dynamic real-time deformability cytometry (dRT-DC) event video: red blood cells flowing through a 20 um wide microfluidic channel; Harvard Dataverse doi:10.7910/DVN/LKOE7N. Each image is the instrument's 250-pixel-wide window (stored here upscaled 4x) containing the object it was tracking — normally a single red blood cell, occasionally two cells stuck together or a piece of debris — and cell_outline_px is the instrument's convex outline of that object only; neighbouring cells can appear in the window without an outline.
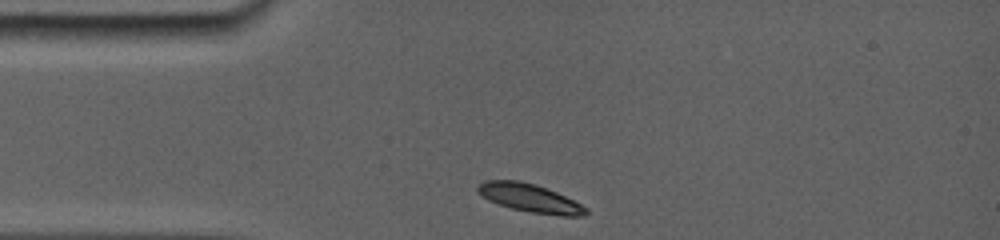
{"species": "common noctule bat (a hibernating species)", "species_latin": "Nyctalus noctula", "temperature_condition": "room temperature", "stored_images_in_passage": 27, "camera_frame_rate_fps": 5000, "um_per_image_px": 0.085, "animal": {"sex": "female", "body_mass_g": 19.0, "forearm_length_mm": 56.7}, "frame": {"image": 1, "passage_image": 1, "time_ms": 0.0, "image_size_px": [1000, 240], "cell_outline_px": [[588, 212], [584, 216], [560, 216], [532, 212], [512, 208], [488, 200], [476, 192], [476, 188], [484, 180], [520, 180], [536, 184], [548, 188], [588, 208]], "centroid_in_image_um": [45.03, 16.82], "position_along_channel_um": 40.0, "area_um2": 17.8}}
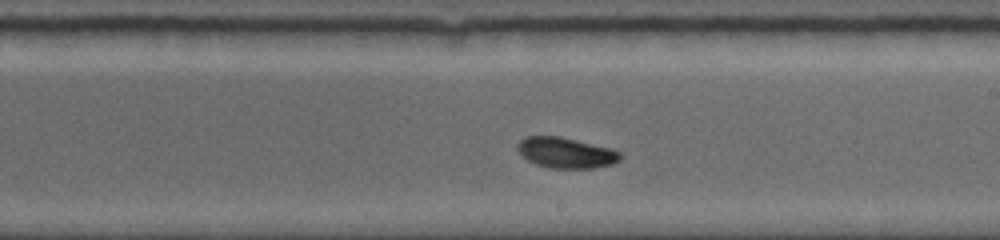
{"frame": {"image": 2, "passage_image": 16, "time_ms": 5.8, "image_size_px": [1000, 240], "cell_outline_px": [[624, 156], [620, 160], [612, 164], [592, 168], [548, 168], [536, 164], [520, 156], [516, 148], [516, 144], [524, 136], [560, 136], [608, 148], [620, 152]], "centroid_in_image_um": [48.05, 12.98], "position_along_channel_um": 240.9, "area_um2": 18.44}}
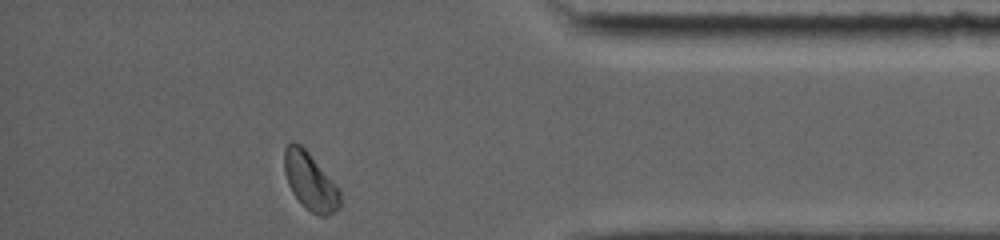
{"frame": {"image": 3, "passage_image": 27, "time_ms": 10.6, "image_size_px": [1000, 240], "cell_outline_px": [[340, 208], [328, 216], [320, 216], [312, 212], [292, 192], [288, 184], [284, 172], [284, 148], [292, 140], [300, 144], [308, 152], [340, 188]], "centroid_in_image_um": [26.38, 15.4], "position_along_channel_um": 408.8, "area_um2": 18.61}, "authors_computed_cell_mechanics": {"area_um2": 17.8602, "velocity_mm_per_s": 3.8095, "shape_relaxation_time_tau1_ms": 1.8749, "shape_relaxation_time_tau2_ms": null, "deformation_change_tau1": 0.1187, "deformation_change_tau2": null}}